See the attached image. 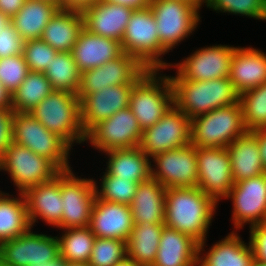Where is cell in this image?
<instances>
[{"label": "cell", "mask_w": 266, "mask_h": 266, "mask_svg": "<svg viewBox=\"0 0 266 266\" xmlns=\"http://www.w3.org/2000/svg\"><path fill=\"white\" fill-rule=\"evenodd\" d=\"M44 1L51 2V3L55 4V5H57L59 8H63L62 0H44Z\"/></svg>", "instance_id": "cell-55"}, {"label": "cell", "mask_w": 266, "mask_h": 266, "mask_svg": "<svg viewBox=\"0 0 266 266\" xmlns=\"http://www.w3.org/2000/svg\"><path fill=\"white\" fill-rule=\"evenodd\" d=\"M66 262L60 257L59 259L47 263V264H41V265H33V266H65Z\"/></svg>", "instance_id": "cell-53"}, {"label": "cell", "mask_w": 266, "mask_h": 266, "mask_svg": "<svg viewBox=\"0 0 266 266\" xmlns=\"http://www.w3.org/2000/svg\"><path fill=\"white\" fill-rule=\"evenodd\" d=\"M13 110L0 108V156L5 152L12 141Z\"/></svg>", "instance_id": "cell-45"}, {"label": "cell", "mask_w": 266, "mask_h": 266, "mask_svg": "<svg viewBox=\"0 0 266 266\" xmlns=\"http://www.w3.org/2000/svg\"><path fill=\"white\" fill-rule=\"evenodd\" d=\"M0 191V244L18 238L32 229L24 194L20 197H9Z\"/></svg>", "instance_id": "cell-32"}, {"label": "cell", "mask_w": 266, "mask_h": 266, "mask_svg": "<svg viewBox=\"0 0 266 266\" xmlns=\"http://www.w3.org/2000/svg\"><path fill=\"white\" fill-rule=\"evenodd\" d=\"M247 132L266 128V82L239 95Z\"/></svg>", "instance_id": "cell-37"}, {"label": "cell", "mask_w": 266, "mask_h": 266, "mask_svg": "<svg viewBox=\"0 0 266 266\" xmlns=\"http://www.w3.org/2000/svg\"><path fill=\"white\" fill-rule=\"evenodd\" d=\"M249 232L254 259L266 262V221L250 227Z\"/></svg>", "instance_id": "cell-44"}, {"label": "cell", "mask_w": 266, "mask_h": 266, "mask_svg": "<svg viewBox=\"0 0 266 266\" xmlns=\"http://www.w3.org/2000/svg\"><path fill=\"white\" fill-rule=\"evenodd\" d=\"M60 258L57 236L35 234L31 229L0 244L1 266L43 265Z\"/></svg>", "instance_id": "cell-10"}, {"label": "cell", "mask_w": 266, "mask_h": 266, "mask_svg": "<svg viewBox=\"0 0 266 266\" xmlns=\"http://www.w3.org/2000/svg\"><path fill=\"white\" fill-rule=\"evenodd\" d=\"M53 90L44 72L30 71L12 93L11 109L16 113H30Z\"/></svg>", "instance_id": "cell-34"}, {"label": "cell", "mask_w": 266, "mask_h": 266, "mask_svg": "<svg viewBox=\"0 0 266 266\" xmlns=\"http://www.w3.org/2000/svg\"><path fill=\"white\" fill-rule=\"evenodd\" d=\"M232 199V220L236 229L244 224L266 221V178L264 174L241 180L233 185L225 199Z\"/></svg>", "instance_id": "cell-18"}, {"label": "cell", "mask_w": 266, "mask_h": 266, "mask_svg": "<svg viewBox=\"0 0 266 266\" xmlns=\"http://www.w3.org/2000/svg\"><path fill=\"white\" fill-rule=\"evenodd\" d=\"M30 114L50 132L60 136L71 148L86 141L80 117V101L69 91L53 90Z\"/></svg>", "instance_id": "cell-3"}, {"label": "cell", "mask_w": 266, "mask_h": 266, "mask_svg": "<svg viewBox=\"0 0 266 266\" xmlns=\"http://www.w3.org/2000/svg\"><path fill=\"white\" fill-rule=\"evenodd\" d=\"M198 247L192 237L164 226L152 266H197Z\"/></svg>", "instance_id": "cell-25"}, {"label": "cell", "mask_w": 266, "mask_h": 266, "mask_svg": "<svg viewBox=\"0 0 266 266\" xmlns=\"http://www.w3.org/2000/svg\"><path fill=\"white\" fill-rule=\"evenodd\" d=\"M166 188L152 177L139 183L130 204L134 224H165Z\"/></svg>", "instance_id": "cell-27"}, {"label": "cell", "mask_w": 266, "mask_h": 266, "mask_svg": "<svg viewBox=\"0 0 266 266\" xmlns=\"http://www.w3.org/2000/svg\"><path fill=\"white\" fill-rule=\"evenodd\" d=\"M59 7L44 0H26L23 7L12 17L21 38L41 39L44 29Z\"/></svg>", "instance_id": "cell-31"}, {"label": "cell", "mask_w": 266, "mask_h": 266, "mask_svg": "<svg viewBox=\"0 0 266 266\" xmlns=\"http://www.w3.org/2000/svg\"><path fill=\"white\" fill-rule=\"evenodd\" d=\"M31 226L37 218L53 227L61 228L63 213L61 197V172L50 182L38 184L24 193Z\"/></svg>", "instance_id": "cell-22"}, {"label": "cell", "mask_w": 266, "mask_h": 266, "mask_svg": "<svg viewBox=\"0 0 266 266\" xmlns=\"http://www.w3.org/2000/svg\"><path fill=\"white\" fill-rule=\"evenodd\" d=\"M98 0H62L63 8L82 10Z\"/></svg>", "instance_id": "cell-49"}, {"label": "cell", "mask_w": 266, "mask_h": 266, "mask_svg": "<svg viewBox=\"0 0 266 266\" xmlns=\"http://www.w3.org/2000/svg\"><path fill=\"white\" fill-rule=\"evenodd\" d=\"M174 105L190 119L214 109L239 102V94L229 77L206 81L170 78Z\"/></svg>", "instance_id": "cell-2"}, {"label": "cell", "mask_w": 266, "mask_h": 266, "mask_svg": "<svg viewBox=\"0 0 266 266\" xmlns=\"http://www.w3.org/2000/svg\"><path fill=\"white\" fill-rule=\"evenodd\" d=\"M141 138L142 130L129 107L99 122L86 134V141L104 153L115 149L139 147Z\"/></svg>", "instance_id": "cell-12"}, {"label": "cell", "mask_w": 266, "mask_h": 266, "mask_svg": "<svg viewBox=\"0 0 266 266\" xmlns=\"http://www.w3.org/2000/svg\"><path fill=\"white\" fill-rule=\"evenodd\" d=\"M121 47L147 70H164L171 64L162 60L168 53L160 43L155 18L150 7L133 11L124 31ZM160 57V58H159Z\"/></svg>", "instance_id": "cell-4"}, {"label": "cell", "mask_w": 266, "mask_h": 266, "mask_svg": "<svg viewBox=\"0 0 266 266\" xmlns=\"http://www.w3.org/2000/svg\"><path fill=\"white\" fill-rule=\"evenodd\" d=\"M26 0H0V11L11 18L23 7Z\"/></svg>", "instance_id": "cell-46"}, {"label": "cell", "mask_w": 266, "mask_h": 266, "mask_svg": "<svg viewBox=\"0 0 266 266\" xmlns=\"http://www.w3.org/2000/svg\"><path fill=\"white\" fill-rule=\"evenodd\" d=\"M161 46L169 52L195 30L199 21V8L180 0H151Z\"/></svg>", "instance_id": "cell-9"}, {"label": "cell", "mask_w": 266, "mask_h": 266, "mask_svg": "<svg viewBox=\"0 0 266 266\" xmlns=\"http://www.w3.org/2000/svg\"><path fill=\"white\" fill-rule=\"evenodd\" d=\"M127 256V242L114 238L96 237L89 266H114Z\"/></svg>", "instance_id": "cell-39"}, {"label": "cell", "mask_w": 266, "mask_h": 266, "mask_svg": "<svg viewBox=\"0 0 266 266\" xmlns=\"http://www.w3.org/2000/svg\"><path fill=\"white\" fill-rule=\"evenodd\" d=\"M95 181V193L98 199L130 205L139 183L110 175L107 171L102 176L101 189ZM100 190V191H99Z\"/></svg>", "instance_id": "cell-38"}, {"label": "cell", "mask_w": 266, "mask_h": 266, "mask_svg": "<svg viewBox=\"0 0 266 266\" xmlns=\"http://www.w3.org/2000/svg\"><path fill=\"white\" fill-rule=\"evenodd\" d=\"M134 9L96 1L81 10L84 28L93 34L107 37L121 43L127 23Z\"/></svg>", "instance_id": "cell-21"}, {"label": "cell", "mask_w": 266, "mask_h": 266, "mask_svg": "<svg viewBox=\"0 0 266 266\" xmlns=\"http://www.w3.org/2000/svg\"><path fill=\"white\" fill-rule=\"evenodd\" d=\"M12 94L0 82V108H11Z\"/></svg>", "instance_id": "cell-50"}, {"label": "cell", "mask_w": 266, "mask_h": 266, "mask_svg": "<svg viewBox=\"0 0 266 266\" xmlns=\"http://www.w3.org/2000/svg\"><path fill=\"white\" fill-rule=\"evenodd\" d=\"M9 173L20 193L38 184L50 182L61 170L47 157L12 142L0 156V171Z\"/></svg>", "instance_id": "cell-8"}, {"label": "cell", "mask_w": 266, "mask_h": 266, "mask_svg": "<svg viewBox=\"0 0 266 266\" xmlns=\"http://www.w3.org/2000/svg\"><path fill=\"white\" fill-rule=\"evenodd\" d=\"M217 204L198 187L167 188L164 225L197 241L200 256Z\"/></svg>", "instance_id": "cell-1"}, {"label": "cell", "mask_w": 266, "mask_h": 266, "mask_svg": "<svg viewBox=\"0 0 266 266\" xmlns=\"http://www.w3.org/2000/svg\"><path fill=\"white\" fill-rule=\"evenodd\" d=\"M64 234L57 237L60 257L66 263L88 264L96 240L89 227L64 229Z\"/></svg>", "instance_id": "cell-35"}, {"label": "cell", "mask_w": 266, "mask_h": 266, "mask_svg": "<svg viewBox=\"0 0 266 266\" xmlns=\"http://www.w3.org/2000/svg\"><path fill=\"white\" fill-rule=\"evenodd\" d=\"M234 184L264 174L259 143L252 132L236 138L227 147Z\"/></svg>", "instance_id": "cell-28"}, {"label": "cell", "mask_w": 266, "mask_h": 266, "mask_svg": "<svg viewBox=\"0 0 266 266\" xmlns=\"http://www.w3.org/2000/svg\"><path fill=\"white\" fill-rule=\"evenodd\" d=\"M251 266H266V262H262V261L254 259Z\"/></svg>", "instance_id": "cell-56"}, {"label": "cell", "mask_w": 266, "mask_h": 266, "mask_svg": "<svg viewBox=\"0 0 266 266\" xmlns=\"http://www.w3.org/2000/svg\"><path fill=\"white\" fill-rule=\"evenodd\" d=\"M191 119L174 104L150 128L142 132L140 149L152 159L158 153L190 143Z\"/></svg>", "instance_id": "cell-11"}, {"label": "cell", "mask_w": 266, "mask_h": 266, "mask_svg": "<svg viewBox=\"0 0 266 266\" xmlns=\"http://www.w3.org/2000/svg\"><path fill=\"white\" fill-rule=\"evenodd\" d=\"M157 72L159 70H147L133 84L129 97V108L142 132L157 123L174 104L170 77H157Z\"/></svg>", "instance_id": "cell-5"}, {"label": "cell", "mask_w": 266, "mask_h": 266, "mask_svg": "<svg viewBox=\"0 0 266 266\" xmlns=\"http://www.w3.org/2000/svg\"><path fill=\"white\" fill-rule=\"evenodd\" d=\"M65 266H89V265L84 263H66Z\"/></svg>", "instance_id": "cell-57"}, {"label": "cell", "mask_w": 266, "mask_h": 266, "mask_svg": "<svg viewBox=\"0 0 266 266\" xmlns=\"http://www.w3.org/2000/svg\"><path fill=\"white\" fill-rule=\"evenodd\" d=\"M229 79L241 93L266 82V54L252 47H237L231 61Z\"/></svg>", "instance_id": "cell-24"}, {"label": "cell", "mask_w": 266, "mask_h": 266, "mask_svg": "<svg viewBox=\"0 0 266 266\" xmlns=\"http://www.w3.org/2000/svg\"><path fill=\"white\" fill-rule=\"evenodd\" d=\"M103 2L118 4L136 9H145L149 7L151 0H101Z\"/></svg>", "instance_id": "cell-47"}, {"label": "cell", "mask_w": 266, "mask_h": 266, "mask_svg": "<svg viewBox=\"0 0 266 266\" xmlns=\"http://www.w3.org/2000/svg\"><path fill=\"white\" fill-rule=\"evenodd\" d=\"M259 143V153L261 154L262 163L266 170V128H261L252 132Z\"/></svg>", "instance_id": "cell-48"}, {"label": "cell", "mask_w": 266, "mask_h": 266, "mask_svg": "<svg viewBox=\"0 0 266 266\" xmlns=\"http://www.w3.org/2000/svg\"><path fill=\"white\" fill-rule=\"evenodd\" d=\"M164 224H134L127 241V256L141 266H152Z\"/></svg>", "instance_id": "cell-33"}, {"label": "cell", "mask_w": 266, "mask_h": 266, "mask_svg": "<svg viewBox=\"0 0 266 266\" xmlns=\"http://www.w3.org/2000/svg\"><path fill=\"white\" fill-rule=\"evenodd\" d=\"M63 213L61 228L89 227L96 193L95 181L75 177L72 170L61 171Z\"/></svg>", "instance_id": "cell-13"}, {"label": "cell", "mask_w": 266, "mask_h": 266, "mask_svg": "<svg viewBox=\"0 0 266 266\" xmlns=\"http://www.w3.org/2000/svg\"><path fill=\"white\" fill-rule=\"evenodd\" d=\"M12 141L37 155L47 157L61 171L70 170L71 147L57 134L50 132L30 113H13Z\"/></svg>", "instance_id": "cell-7"}, {"label": "cell", "mask_w": 266, "mask_h": 266, "mask_svg": "<svg viewBox=\"0 0 266 266\" xmlns=\"http://www.w3.org/2000/svg\"><path fill=\"white\" fill-rule=\"evenodd\" d=\"M12 22V18L0 11V32L5 30V27Z\"/></svg>", "instance_id": "cell-51"}, {"label": "cell", "mask_w": 266, "mask_h": 266, "mask_svg": "<svg viewBox=\"0 0 266 266\" xmlns=\"http://www.w3.org/2000/svg\"><path fill=\"white\" fill-rule=\"evenodd\" d=\"M25 40L20 37L13 22L0 32V58L23 54Z\"/></svg>", "instance_id": "cell-43"}, {"label": "cell", "mask_w": 266, "mask_h": 266, "mask_svg": "<svg viewBox=\"0 0 266 266\" xmlns=\"http://www.w3.org/2000/svg\"><path fill=\"white\" fill-rule=\"evenodd\" d=\"M190 131V143L195 147L227 148L247 132L240 102L192 118Z\"/></svg>", "instance_id": "cell-6"}, {"label": "cell", "mask_w": 266, "mask_h": 266, "mask_svg": "<svg viewBox=\"0 0 266 266\" xmlns=\"http://www.w3.org/2000/svg\"><path fill=\"white\" fill-rule=\"evenodd\" d=\"M204 3L218 12L266 20V0H205Z\"/></svg>", "instance_id": "cell-40"}, {"label": "cell", "mask_w": 266, "mask_h": 266, "mask_svg": "<svg viewBox=\"0 0 266 266\" xmlns=\"http://www.w3.org/2000/svg\"><path fill=\"white\" fill-rule=\"evenodd\" d=\"M134 226L130 205L104 201L95 197L89 228L99 238L128 241Z\"/></svg>", "instance_id": "cell-20"}, {"label": "cell", "mask_w": 266, "mask_h": 266, "mask_svg": "<svg viewBox=\"0 0 266 266\" xmlns=\"http://www.w3.org/2000/svg\"><path fill=\"white\" fill-rule=\"evenodd\" d=\"M156 165L151 176L166 189L172 187H197L198 170L196 147L191 143L177 149L158 153L152 157Z\"/></svg>", "instance_id": "cell-15"}, {"label": "cell", "mask_w": 266, "mask_h": 266, "mask_svg": "<svg viewBox=\"0 0 266 266\" xmlns=\"http://www.w3.org/2000/svg\"><path fill=\"white\" fill-rule=\"evenodd\" d=\"M132 88L133 84L108 86L102 91L80 95V117L85 135L99 122L129 107Z\"/></svg>", "instance_id": "cell-19"}, {"label": "cell", "mask_w": 266, "mask_h": 266, "mask_svg": "<svg viewBox=\"0 0 266 266\" xmlns=\"http://www.w3.org/2000/svg\"><path fill=\"white\" fill-rule=\"evenodd\" d=\"M44 74L54 90L77 94L80 87L81 72L78 70L71 52H58Z\"/></svg>", "instance_id": "cell-36"}, {"label": "cell", "mask_w": 266, "mask_h": 266, "mask_svg": "<svg viewBox=\"0 0 266 266\" xmlns=\"http://www.w3.org/2000/svg\"><path fill=\"white\" fill-rule=\"evenodd\" d=\"M237 47L213 45L196 50L181 63L175 65L177 75L170 78H185L192 81H206L229 77L231 61Z\"/></svg>", "instance_id": "cell-16"}, {"label": "cell", "mask_w": 266, "mask_h": 266, "mask_svg": "<svg viewBox=\"0 0 266 266\" xmlns=\"http://www.w3.org/2000/svg\"><path fill=\"white\" fill-rule=\"evenodd\" d=\"M180 1L193 4L194 6H197L200 9L201 6L204 4L205 0H180Z\"/></svg>", "instance_id": "cell-54"}, {"label": "cell", "mask_w": 266, "mask_h": 266, "mask_svg": "<svg viewBox=\"0 0 266 266\" xmlns=\"http://www.w3.org/2000/svg\"><path fill=\"white\" fill-rule=\"evenodd\" d=\"M122 53L120 42L93 34L85 28L80 32L71 50L72 57L81 73L116 59Z\"/></svg>", "instance_id": "cell-23"}, {"label": "cell", "mask_w": 266, "mask_h": 266, "mask_svg": "<svg viewBox=\"0 0 266 266\" xmlns=\"http://www.w3.org/2000/svg\"><path fill=\"white\" fill-rule=\"evenodd\" d=\"M246 244L232 231L215 243L206 256H198L197 266H251L254 254L250 242Z\"/></svg>", "instance_id": "cell-30"}, {"label": "cell", "mask_w": 266, "mask_h": 266, "mask_svg": "<svg viewBox=\"0 0 266 266\" xmlns=\"http://www.w3.org/2000/svg\"><path fill=\"white\" fill-rule=\"evenodd\" d=\"M58 52L42 39L25 40L23 56L32 72H45Z\"/></svg>", "instance_id": "cell-41"}, {"label": "cell", "mask_w": 266, "mask_h": 266, "mask_svg": "<svg viewBox=\"0 0 266 266\" xmlns=\"http://www.w3.org/2000/svg\"><path fill=\"white\" fill-rule=\"evenodd\" d=\"M146 71L133 56L123 52L116 59L83 71L76 95H88L108 86L134 84Z\"/></svg>", "instance_id": "cell-17"}, {"label": "cell", "mask_w": 266, "mask_h": 266, "mask_svg": "<svg viewBox=\"0 0 266 266\" xmlns=\"http://www.w3.org/2000/svg\"><path fill=\"white\" fill-rule=\"evenodd\" d=\"M114 266H141V265L137 264L130 257L126 256L125 258H123L120 262H118Z\"/></svg>", "instance_id": "cell-52"}, {"label": "cell", "mask_w": 266, "mask_h": 266, "mask_svg": "<svg viewBox=\"0 0 266 266\" xmlns=\"http://www.w3.org/2000/svg\"><path fill=\"white\" fill-rule=\"evenodd\" d=\"M83 28L81 10L59 8L47 23L41 39L57 52H71Z\"/></svg>", "instance_id": "cell-26"}, {"label": "cell", "mask_w": 266, "mask_h": 266, "mask_svg": "<svg viewBox=\"0 0 266 266\" xmlns=\"http://www.w3.org/2000/svg\"><path fill=\"white\" fill-rule=\"evenodd\" d=\"M197 187L217 203L234 185L227 148L196 147Z\"/></svg>", "instance_id": "cell-14"}, {"label": "cell", "mask_w": 266, "mask_h": 266, "mask_svg": "<svg viewBox=\"0 0 266 266\" xmlns=\"http://www.w3.org/2000/svg\"><path fill=\"white\" fill-rule=\"evenodd\" d=\"M30 72L23 54L0 58V82L12 94Z\"/></svg>", "instance_id": "cell-42"}, {"label": "cell", "mask_w": 266, "mask_h": 266, "mask_svg": "<svg viewBox=\"0 0 266 266\" xmlns=\"http://www.w3.org/2000/svg\"><path fill=\"white\" fill-rule=\"evenodd\" d=\"M105 153L109 157L106 171L110 175L136 183L152 177V161L140 147L115 149Z\"/></svg>", "instance_id": "cell-29"}]
</instances>
